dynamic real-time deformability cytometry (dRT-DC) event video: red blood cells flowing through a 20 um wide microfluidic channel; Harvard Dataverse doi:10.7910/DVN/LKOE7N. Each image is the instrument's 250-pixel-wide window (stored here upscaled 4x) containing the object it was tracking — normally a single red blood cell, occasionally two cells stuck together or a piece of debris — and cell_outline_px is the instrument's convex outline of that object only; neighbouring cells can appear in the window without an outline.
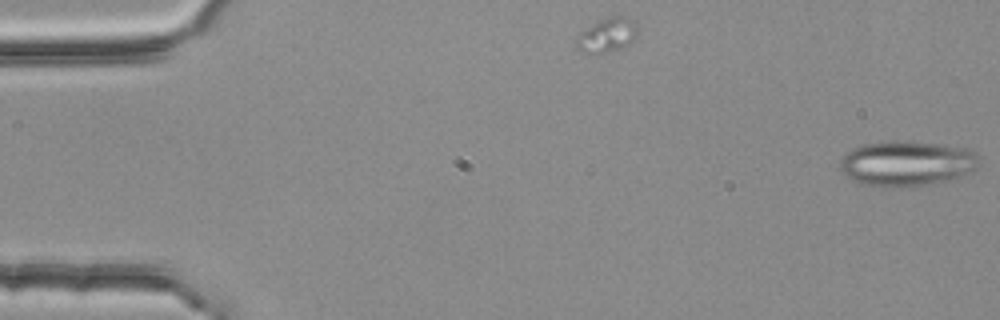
{"species": "common noctule bat (a hibernating species)", "species_latin": "Nyctalus noctula", "temperature_condition": "room temperature", "stored_images_in_passage": 17, "camera_frame_rate_fps": 3000, "um_per_image_px": 0.085, "animal": {"sex": "female", "body_mass_g": 25.1}, "frame": {"image": 1, "passage_image": 1, "time_ms": 0.0, "image_size_px": [1000, 320], "cell_outline_px": [[980, 160], [976, 168], [968, 172], [956, 176], [924, 184], [864, 184], [852, 180], [844, 176], [840, 172], [840, 160], [852, 148], [864, 144], [888, 140], [904, 140], [972, 148], [980, 156]], "centroid_in_image_um": [77.06, 13.81], "position_along_channel_um": 7.9, "area_um2": 35.78}}